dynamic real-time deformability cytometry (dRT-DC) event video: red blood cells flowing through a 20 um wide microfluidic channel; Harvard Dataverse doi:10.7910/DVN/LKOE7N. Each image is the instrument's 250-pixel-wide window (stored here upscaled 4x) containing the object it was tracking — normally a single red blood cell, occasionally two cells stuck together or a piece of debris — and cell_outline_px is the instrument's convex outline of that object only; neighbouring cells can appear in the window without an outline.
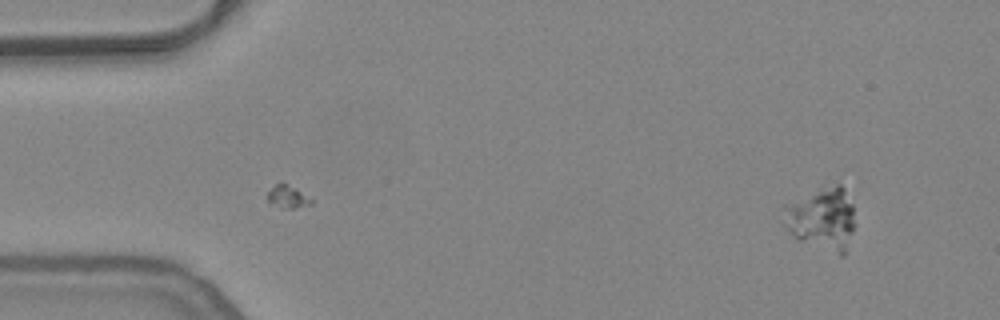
{"species": "common noctule bat (a hibernating species)", "species_latin": "Nyctalus noctula", "temperature_condition": "warm", "stored_images_in_passage": 9, "camera_frame_rate_fps": 3000, "um_per_image_px": 0.085, "animal": {"sex": "female", "body_mass_g": 24.6, "forearm_length_mm": 56.2}, "frame": {"image": 1, "passage_image": 9, "time_ms": 2.667, "image_size_px": [1000, 320], "cell_outline_px": [[856, 224], [844, 256], [840, 256], [800, 240], [788, 232], [780, 220], [784, 204], [820, 184], [840, 184], [844, 188], [852, 204]], "centroid_in_image_um": [69.83, 18.53], "position_along_channel_um": 15.2, "area_um2": 27.34}}